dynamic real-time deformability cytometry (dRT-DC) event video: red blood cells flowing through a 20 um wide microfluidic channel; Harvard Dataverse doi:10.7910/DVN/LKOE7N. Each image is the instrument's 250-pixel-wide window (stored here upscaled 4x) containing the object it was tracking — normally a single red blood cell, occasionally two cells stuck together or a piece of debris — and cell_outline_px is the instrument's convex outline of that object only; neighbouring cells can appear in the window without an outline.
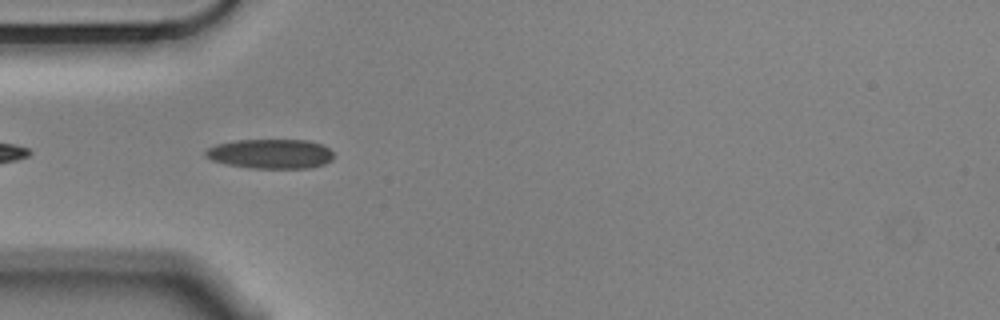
{"species": "Egyptian fruit bat (a non-hibernating species)", "species_latin": "Rousettus aegyptiacus", "temperature_condition": "cold", "stored_images_in_passage": 6, "camera_frame_rate_fps": 3000, "um_per_image_px": 0.085, "animal": {"sex": "male"}, "frame": {"image": 1, "passage_image": 3, "time_ms": 0.667, "image_size_px": [1000, 320], "cell_outline_px": [[332, 160], [324, 164], [312, 168], [248, 168], [228, 164], [212, 160], [204, 156], [204, 152], [208, 148], [216, 144], [236, 140], [308, 140], [320, 144], [328, 148], [332, 152]], "centroid_in_image_um": [22.98, 13.08], "position_along_channel_um": 62.0, "area_um2": 22.08}}
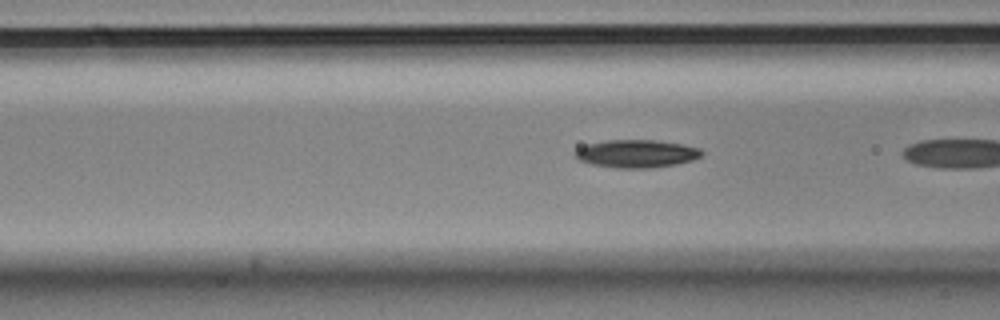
{"frame": {"image": 2, "passage_image": 5, "time_ms": 1.333, "image_size_px": [1000, 320], "cell_outline_px": [[704, 152], [700, 156], [692, 160], [676, 164], [648, 168], [616, 168], [592, 164], [580, 160], [572, 152], [576, 148], [588, 144], [608, 140], [656, 140], [684, 144], [700, 148]], "centroid_in_image_um": [54.1, 13.05], "position_along_channel_um": 112.5, "area_um2": 20.58}}